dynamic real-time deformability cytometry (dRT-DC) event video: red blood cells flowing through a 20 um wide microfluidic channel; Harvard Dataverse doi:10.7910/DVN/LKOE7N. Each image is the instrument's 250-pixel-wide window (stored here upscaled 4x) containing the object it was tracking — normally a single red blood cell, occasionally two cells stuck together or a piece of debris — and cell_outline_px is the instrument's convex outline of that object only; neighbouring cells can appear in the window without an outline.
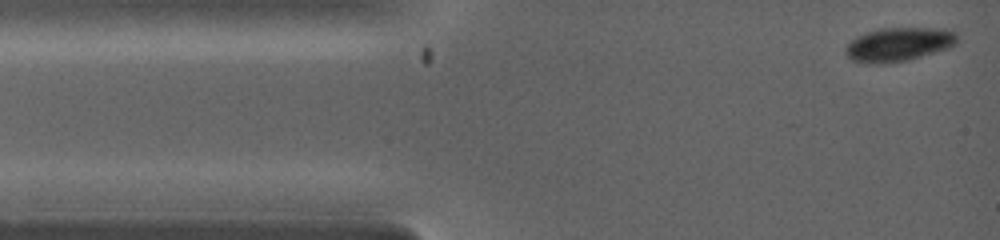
{"species": "common noctule bat (a hibernating species)", "species_latin": "Nyctalus noctula", "temperature_condition": "warm", "stored_images_in_passage": 7, "camera_frame_rate_fps": 5000, "um_per_image_px": 0.085, "animal": {"sex": "female", "body_mass_g": 19.0, "forearm_length_mm": 53.3}, "frame": {"image": 1, "passage_image": 1, "time_ms": 0.0, "image_size_px": [1000, 240], "cell_outline_px": [[956, 44], [948, 48], [920, 56], [904, 60], [852, 60], [844, 52], [844, 48], [856, 36], [880, 28], [944, 28], [956, 32]], "centroid_in_image_um": [76.44, 3.7], "position_along_channel_um": 8.6, "area_um2": 20.92}}
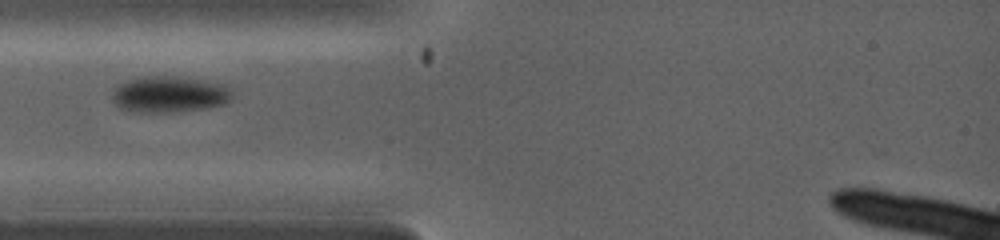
{"frame": {"image": 2, "passage_image": 6, "time_ms": 2.2, "image_size_px": [1000, 240], "cell_outline_px": [[232, 96], [224, 104], [208, 108], [172, 112], [140, 112], [120, 108], [112, 100], [112, 92], [116, 84], [124, 80], [144, 76], [176, 76], [204, 80], [224, 84]], "centroid_in_image_um": [14.33, 8.0], "position_along_channel_um": 70.7, "area_um2": 25.49}}
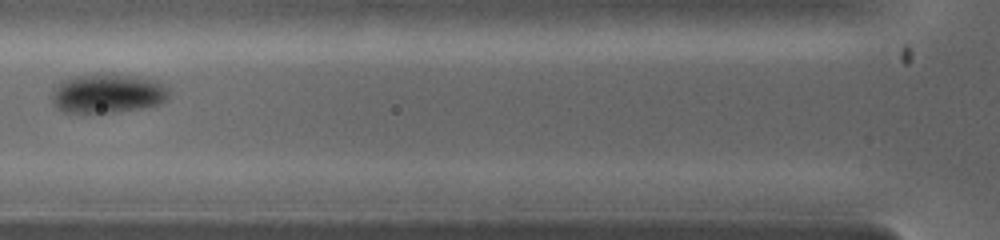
{"frame": {"image": 3, "passage_image": 7, "time_ms": 3.0, "image_size_px": [1000, 240], "cell_outline_px": [[168, 96], [160, 104], [112, 112], [64, 112], [52, 100], [60, 84], [64, 80], [76, 76], [96, 72], [140, 76], [156, 80], [164, 84], [168, 88]], "centroid_in_image_um": [9.22, 7.9], "position_along_channel_um": 116.6, "area_um2": 26.36}}